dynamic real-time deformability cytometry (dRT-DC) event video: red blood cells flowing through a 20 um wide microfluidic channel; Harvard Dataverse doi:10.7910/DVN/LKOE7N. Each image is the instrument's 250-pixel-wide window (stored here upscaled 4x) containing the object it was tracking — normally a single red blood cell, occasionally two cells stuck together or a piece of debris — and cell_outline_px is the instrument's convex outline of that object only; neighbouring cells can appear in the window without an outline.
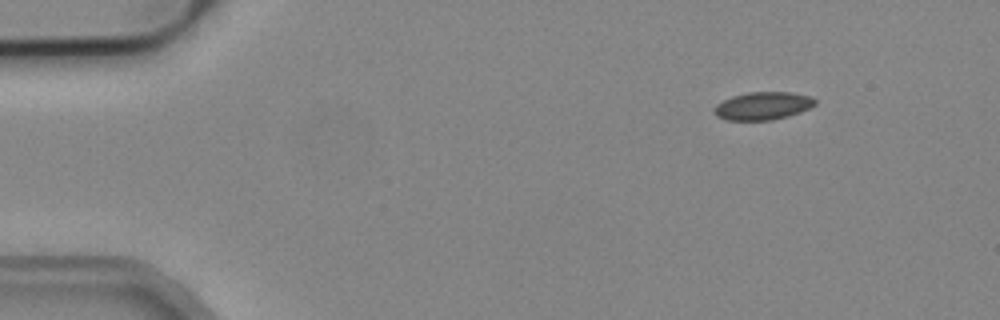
{"species": "common noctule bat (a hibernating species)", "species_latin": "Nyctalus noctula", "temperature_condition": "cold", "stored_images_in_passage": 5, "camera_frame_rate_fps": 3000, "um_per_image_px": 0.085, "animal": {"sex": "male", "body_mass_g": 19.2, "forearm_length_mm": 51.8}, "frame": {"image": 1, "passage_image": 1, "time_ms": 0.0, "image_size_px": [1000, 320], "cell_outline_px": [[816, 104], [800, 112], [788, 116], [772, 120], [728, 120], [716, 116], [712, 112], [712, 108], [716, 104], [732, 96], [748, 92], [792, 92], [812, 96], [816, 100]], "centroid_in_image_um": [64.83, 8.99], "position_along_channel_um": 20.2, "area_um2": 16.53}}
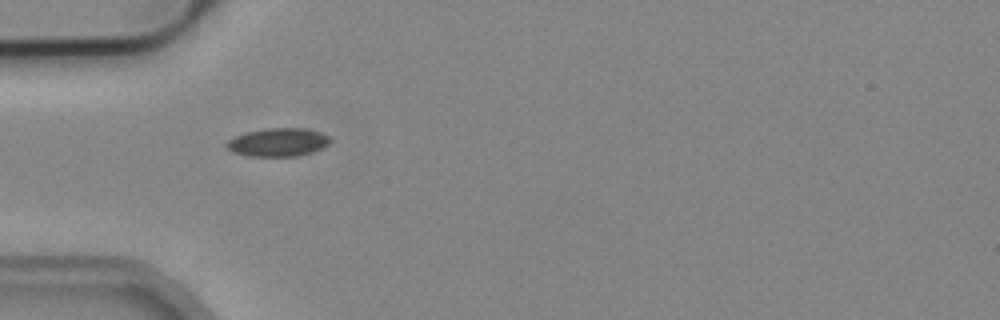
{"frame": {"image": 2, "passage_image": 4, "time_ms": 1.0, "image_size_px": [1000, 320], "cell_outline_px": [[332, 140], [328, 144], [312, 152], [296, 156], [248, 156], [232, 152], [224, 144], [228, 140], [244, 132], [268, 128], [308, 128], [320, 132], [328, 136]], "centroid_in_image_um": [23.62, 12.08], "position_along_channel_um": 61.4, "area_um2": 17.11}}